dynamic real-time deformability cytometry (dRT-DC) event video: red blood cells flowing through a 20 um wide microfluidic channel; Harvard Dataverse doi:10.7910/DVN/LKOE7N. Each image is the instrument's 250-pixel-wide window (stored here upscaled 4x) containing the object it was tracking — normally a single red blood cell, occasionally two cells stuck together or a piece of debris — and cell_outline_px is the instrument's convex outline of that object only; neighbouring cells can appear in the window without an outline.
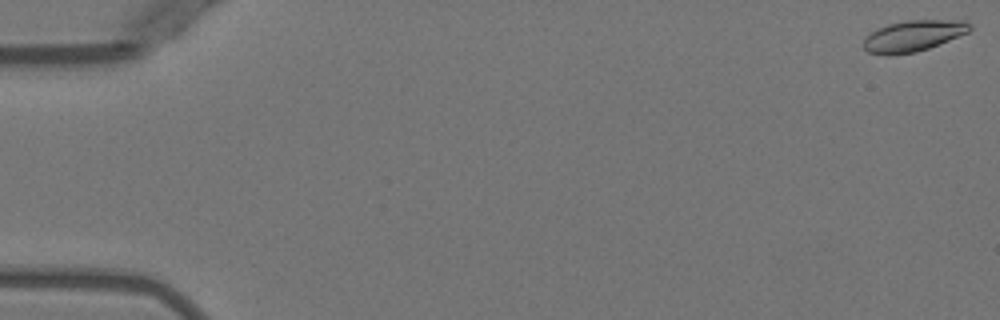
{"species": "Egyptian fruit bat (a non-hibernating species)", "species_latin": "Rousettus aegyptiacus", "temperature_condition": "warm", "stored_images_in_passage": 5, "camera_frame_rate_fps": 3000, "um_per_image_px": 0.085, "animal": {"sex": "female"}, "frame": {"image": 1, "passage_image": 1, "time_ms": 0.0, "image_size_px": [1000, 320], "cell_outline_px": [[972, 28], [968, 32], [928, 48], [916, 52], [888, 56], [884, 56], [868, 52], [864, 48], [864, 40], [872, 32], [888, 24], [908, 20], [964, 20], [972, 24]], "centroid_in_image_um": [77.64, 3.06], "position_along_channel_um": 7.4, "area_um2": 19.13}}